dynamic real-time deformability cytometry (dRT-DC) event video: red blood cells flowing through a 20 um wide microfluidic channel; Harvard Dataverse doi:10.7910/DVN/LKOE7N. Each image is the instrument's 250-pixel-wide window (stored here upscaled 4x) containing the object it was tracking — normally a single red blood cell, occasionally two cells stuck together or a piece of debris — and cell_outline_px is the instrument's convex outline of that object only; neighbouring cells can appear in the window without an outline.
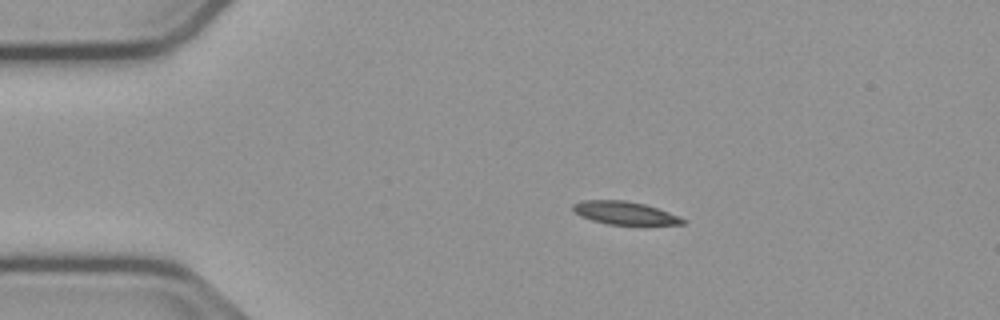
{"species": "common noctule bat (a hibernating species)", "species_latin": "Nyctalus noctula", "temperature_condition": "cold", "stored_images_in_passage": 45, "camera_frame_rate_fps": 3000, "um_per_image_px": 0.085, "animal": {"sex": "male", "body_mass_g": 23.1, "forearm_length_mm": 52.7}, "frame": {"image": 1, "passage_image": 1, "time_ms": 0.0, "image_size_px": [1000, 320], "cell_outline_px": [[688, 220], [684, 224], [608, 224], [592, 220], [580, 216], [572, 208], [572, 204], [584, 200], [624, 200], [644, 204], [668, 212]], "centroid_in_image_um": [53.08, 18.09], "position_along_channel_um": 31.9, "area_um2": 14.45}}
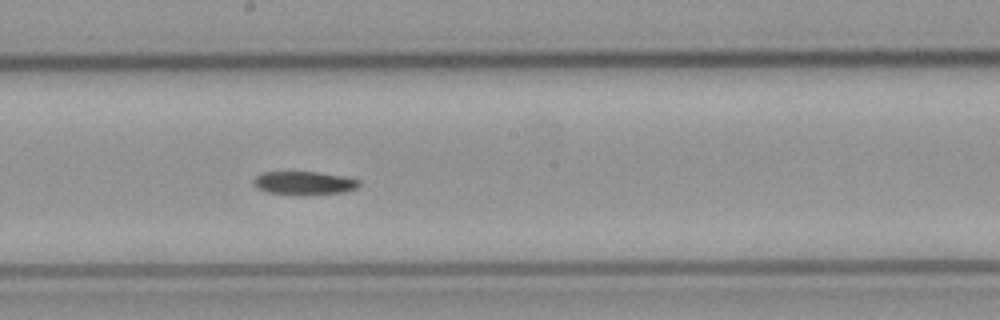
{"frame": {"image": 2, "passage_image": 20, "time_ms": 6.333, "image_size_px": [1000, 320], "cell_outline_px": [[360, 184], [356, 188], [344, 192], [308, 196], [296, 196], [268, 192], [256, 188], [252, 184], [252, 180], [256, 176], [264, 172], [316, 172], [344, 176], [360, 180]], "centroid_in_image_um": [25.83, 15.58], "position_along_channel_um": 222.4, "area_um2": 14.8}}
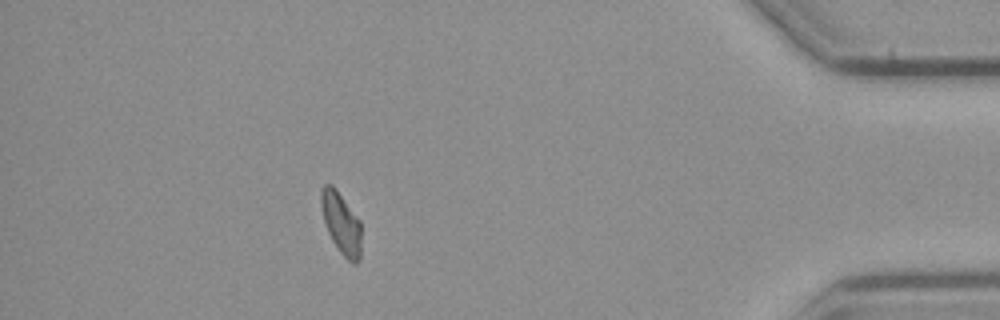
{"frame": {"image": 3, "passage_image": 39, "time_ms": 12.667, "image_size_px": [1000, 320], "cell_outline_px": [[360, 256], [356, 264], [352, 264], [340, 252], [332, 240], [328, 232], [324, 220], [320, 204], [320, 192], [324, 184], [332, 184], [336, 188], [360, 220]], "centroid_in_image_um": [28.99, 18.94], "position_along_channel_um": 406.2, "area_um2": 14.39}, "authors_computed_cell_mechanics": {"area_um2": 14.8546, "velocity_mm_per_s": 3.7585, "shape_relaxation_time_tau1_ms": 6.752, "shape_relaxation_time_tau2_ms": null, "deformation_change_tau1": 0.1698, "deformation_change_tau2": null}}